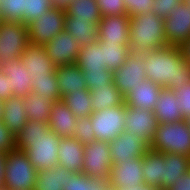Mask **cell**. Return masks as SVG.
Returning a JSON list of instances; mask_svg holds the SVG:
<instances>
[{"instance_id": "obj_43", "label": "cell", "mask_w": 190, "mask_h": 190, "mask_svg": "<svg viewBox=\"0 0 190 190\" xmlns=\"http://www.w3.org/2000/svg\"><path fill=\"white\" fill-rule=\"evenodd\" d=\"M130 17L151 12L154 0H123Z\"/></svg>"}, {"instance_id": "obj_23", "label": "cell", "mask_w": 190, "mask_h": 190, "mask_svg": "<svg viewBox=\"0 0 190 190\" xmlns=\"http://www.w3.org/2000/svg\"><path fill=\"white\" fill-rule=\"evenodd\" d=\"M163 179L160 190H168L177 179L190 170V158L183 154L163 153Z\"/></svg>"}, {"instance_id": "obj_38", "label": "cell", "mask_w": 190, "mask_h": 190, "mask_svg": "<svg viewBox=\"0 0 190 190\" xmlns=\"http://www.w3.org/2000/svg\"><path fill=\"white\" fill-rule=\"evenodd\" d=\"M52 4L50 0H25V12L23 13V23L28 25L38 16L50 10Z\"/></svg>"}, {"instance_id": "obj_13", "label": "cell", "mask_w": 190, "mask_h": 190, "mask_svg": "<svg viewBox=\"0 0 190 190\" xmlns=\"http://www.w3.org/2000/svg\"><path fill=\"white\" fill-rule=\"evenodd\" d=\"M44 48L56 67L75 64L81 49L79 40L64 30L46 43Z\"/></svg>"}, {"instance_id": "obj_3", "label": "cell", "mask_w": 190, "mask_h": 190, "mask_svg": "<svg viewBox=\"0 0 190 190\" xmlns=\"http://www.w3.org/2000/svg\"><path fill=\"white\" fill-rule=\"evenodd\" d=\"M129 35V46L134 53H145L169 46L165 37L164 21L153 12L130 17Z\"/></svg>"}, {"instance_id": "obj_32", "label": "cell", "mask_w": 190, "mask_h": 190, "mask_svg": "<svg viewBox=\"0 0 190 190\" xmlns=\"http://www.w3.org/2000/svg\"><path fill=\"white\" fill-rule=\"evenodd\" d=\"M72 18L99 24L102 14L96 0H72L65 9Z\"/></svg>"}, {"instance_id": "obj_2", "label": "cell", "mask_w": 190, "mask_h": 190, "mask_svg": "<svg viewBox=\"0 0 190 190\" xmlns=\"http://www.w3.org/2000/svg\"><path fill=\"white\" fill-rule=\"evenodd\" d=\"M147 79L164 89L175 90L190 81V65L183 59L177 46H165L145 52Z\"/></svg>"}, {"instance_id": "obj_29", "label": "cell", "mask_w": 190, "mask_h": 190, "mask_svg": "<svg viewBox=\"0 0 190 190\" xmlns=\"http://www.w3.org/2000/svg\"><path fill=\"white\" fill-rule=\"evenodd\" d=\"M75 64L80 67L83 73L108 69L104 63V48L98 41L81 47Z\"/></svg>"}, {"instance_id": "obj_51", "label": "cell", "mask_w": 190, "mask_h": 190, "mask_svg": "<svg viewBox=\"0 0 190 190\" xmlns=\"http://www.w3.org/2000/svg\"><path fill=\"white\" fill-rule=\"evenodd\" d=\"M122 190H158L156 187H150V186H147V185H142V186H137V187H134V188H125V189H122Z\"/></svg>"}, {"instance_id": "obj_53", "label": "cell", "mask_w": 190, "mask_h": 190, "mask_svg": "<svg viewBox=\"0 0 190 190\" xmlns=\"http://www.w3.org/2000/svg\"><path fill=\"white\" fill-rule=\"evenodd\" d=\"M184 121L186 122L187 126L190 128V118L184 119Z\"/></svg>"}, {"instance_id": "obj_14", "label": "cell", "mask_w": 190, "mask_h": 190, "mask_svg": "<svg viewBox=\"0 0 190 190\" xmlns=\"http://www.w3.org/2000/svg\"><path fill=\"white\" fill-rule=\"evenodd\" d=\"M113 165L129 158L143 157L150 149L149 144L140 136L123 131L109 142Z\"/></svg>"}, {"instance_id": "obj_37", "label": "cell", "mask_w": 190, "mask_h": 190, "mask_svg": "<svg viewBox=\"0 0 190 190\" xmlns=\"http://www.w3.org/2000/svg\"><path fill=\"white\" fill-rule=\"evenodd\" d=\"M25 0H0L2 20L23 22Z\"/></svg>"}, {"instance_id": "obj_12", "label": "cell", "mask_w": 190, "mask_h": 190, "mask_svg": "<svg viewBox=\"0 0 190 190\" xmlns=\"http://www.w3.org/2000/svg\"><path fill=\"white\" fill-rule=\"evenodd\" d=\"M142 157L129 158L112 165L108 177L112 190H122L144 185Z\"/></svg>"}, {"instance_id": "obj_36", "label": "cell", "mask_w": 190, "mask_h": 190, "mask_svg": "<svg viewBox=\"0 0 190 190\" xmlns=\"http://www.w3.org/2000/svg\"><path fill=\"white\" fill-rule=\"evenodd\" d=\"M32 93L37 96H42L43 94L47 99L56 102L61 100L60 91L58 87V80L55 75V71L46 77L33 78L31 81Z\"/></svg>"}, {"instance_id": "obj_39", "label": "cell", "mask_w": 190, "mask_h": 190, "mask_svg": "<svg viewBox=\"0 0 190 190\" xmlns=\"http://www.w3.org/2000/svg\"><path fill=\"white\" fill-rule=\"evenodd\" d=\"M88 90L106 86L113 83V71L102 69V71H87L84 73Z\"/></svg>"}, {"instance_id": "obj_4", "label": "cell", "mask_w": 190, "mask_h": 190, "mask_svg": "<svg viewBox=\"0 0 190 190\" xmlns=\"http://www.w3.org/2000/svg\"><path fill=\"white\" fill-rule=\"evenodd\" d=\"M149 147L160 153L183 154L190 158V128L184 120L159 124Z\"/></svg>"}, {"instance_id": "obj_1", "label": "cell", "mask_w": 190, "mask_h": 190, "mask_svg": "<svg viewBox=\"0 0 190 190\" xmlns=\"http://www.w3.org/2000/svg\"><path fill=\"white\" fill-rule=\"evenodd\" d=\"M15 138L16 149L25 152L37 171L52 169L58 163L61 138L49 128L48 123L28 120Z\"/></svg>"}, {"instance_id": "obj_8", "label": "cell", "mask_w": 190, "mask_h": 190, "mask_svg": "<svg viewBox=\"0 0 190 190\" xmlns=\"http://www.w3.org/2000/svg\"><path fill=\"white\" fill-rule=\"evenodd\" d=\"M65 9L52 7L29 23V40L34 45H45L64 30Z\"/></svg>"}, {"instance_id": "obj_18", "label": "cell", "mask_w": 190, "mask_h": 190, "mask_svg": "<svg viewBox=\"0 0 190 190\" xmlns=\"http://www.w3.org/2000/svg\"><path fill=\"white\" fill-rule=\"evenodd\" d=\"M162 89L163 87L159 84L154 83L151 79H146L124 97V103L129 107L153 111Z\"/></svg>"}, {"instance_id": "obj_6", "label": "cell", "mask_w": 190, "mask_h": 190, "mask_svg": "<svg viewBox=\"0 0 190 190\" xmlns=\"http://www.w3.org/2000/svg\"><path fill=\"white\" fill-rule=\"evenodd\" d=\"M29 44L28 26L23 22L3 20L0 23V65L20 58Z\"/></svg>"}, {"instance_id": "obj_15", "label": "cell", "mask_w": 190, "mask_h": 190, "mask_svg": "<svg viewBox=\"0 0 190 190\" xmlns=\"http://www.w3.org/2000/svg\"><path fill=\"white\" fill-rule=\"evenodd\" d=\"M98 40L115 45H129L130 16L108 15L102 16L98 24Z\"/></svg>"}, {"instance_id": "obj_26", "label": "cell", "mask_w": 190, "mask_h": 190, "mask_svg": "<svg viewBox=\"0 0 190 190\" xmlns=\"http://www.w3.org/2000/svg\"><path fill=\"white\" fill-rule=\"evenodd\" d=\"M73 173L59 163L52 169L38 171L33 190H64L67 177Z\"/></svg>"}, {"instance_id": "obj_44", "label": "cell", "mask_w": 190, "mask_h": 190, "mask_svg": "<svg viewBox=\"0 0 190 190\" xmlns=\"http://www.w3.org/2000/svg\"><path fill=\"white\" fill-rule=\"evenodd\" d=\"M183 0H154L151 12L157 14L162 19L169 16L170 12Z\"/></svg>"}, {"instance_id": "obj_17", "label": "cell", "mask_w": 190, "mask_h": 190, "mask_svg": "<svg viewBox=\"0 0 190 190\" xmlns=\"http://www.w3.org/2000/svg\"><path fill=\"white\" fill-rule=\"evenodd\" d=\"M20 60L33 78L46 77L55 71L56 66L49 58L43 45L29 44L20 55Z\"/></svg>"}, {"instance_id": "obj_20", "label": "cell", "mask_w": 190, "mask_h": 190, "mask_svg": "<svg viewBox=\"0 0 190 190\" xmlns=\"http://www.w3.org/2000/svg\"><path fill=\"white\" fill-rule=\"evenodd\" d=\"M0 70L6 76H9L10 90L13 96L23 98L32 93V80L29 76V71L26 70L20 58L1 64Z\"/></svg>"}, {"instance_id": "obj_34", "label": "cell", "mask_w": 190, "mask_h": 190, "mask_svg": "<svg viewBox=\"0 0 190 190\" xmlns=\"http://www.w3.org/2000/svg\"><path fill=\"white\" fill-rule=\"evenodd\" d=\"M64 190H112L108 179L88 177L83 172L67 177Z\"/></svg>"}, {"instance_id": "obj_52", "label": "cell", "mask_w": 190, "mask_h": 190, "mask_svg": "<svg viewBox=\"0 0 190 190\" xmlns=\"http://www.w3.org/2000/svg\"><path fill=\"white\" fill-rule=\"evenodd\" d=\"M3 100H0V122L2 121L3 119Z\"/></svg>"}, {"instance_id": "obj_9", "label": "cell", "mask_w": 190, "mask_h": 190, "mask_svg": "<svg viewBox=\"0 0 190 190\" xmlns=\"http://www.w3.org/2000/svg\"><path fill=\"white\" fill-rule=\"evenodd\" d=\"M145 67V54L131 52L125 63L113 72L114 86L124 97L147 79Z\"/></svg>"}, {"instance_id": "obj_35", "label": "cell", "mask_w": 190, "mask_h": 190, "mask_svg": "<svg viewBox=\"0 0 190 190\" xmlns=\"http://www.w3.org/2000/svg\"><path fill=\"white\" fill-rule=\"evenodd\" d=\"M98 43L104 48V63H106L107 68L113 72L125 63L131 53L129 45H115L99 40Z\"/></svg>"}, {"instance_id": "obj_24", "label": "cell", "mask_w": 190, "mask_h": 190, "mask_svg": "<svg viewBox=\"0 0 190 190\" xmlns=\"http://www.w3.org/2000/svg\"><path fill=\"white\" fill-rule=\"evenodd\" d=\"M179 105L174 91L163 88L153 110L159 124L183 121Z\"/></svg>"}, {"instance_id": "obj_42", "label": "cell", "mask_w": 190, "mask_h": 190, "mask_svg": "<svg viewBox=\"0 0 190 190\" xmlns=\"http://www.w3.org/2000/svg\"><path fill=\"white\" fill-rule=\"evenodd\" d=\"M184 119L190 118V81L181 88L173 90Z\"/></svg>"}, {"instance_id": "obj_30", "label": "cell", "mask_w": 190, "mask_h": 190, "mask_svg": "<svg viewBox=\"0 0 190 190\" xmlns=\"http://www.w3.org/2000/svg\"><path fill=\"white\" fill-rule=\"evenodd\" d=\"M89 91L93 112L119 106L124 103V96L114 86V83H108L106 86L97 87Z\"/></svg>"}, {"instance_id": "obj_50", "label": "cell", "mask_w": 190, "mask_h": 190, "mask_svg": "<svg viewBox=\"0 0 190 190\" xmlns=\"http://www.w3.org/2000/svg\"><path fill=\"white\" fill-rule=\"evenodd\" d=\"M52 7L66 9L72 0H50Z\"/></svg>"}, {"instance_id": "obj_10", "label": "cell", "mask_w": 190, "mask_h": 190, "mask_svg": "<svg viewBox=\"0 0 190 190\" xmlns=\"http://www.w3.org/2000/svg\"><path fill=\"white\" fill-rule=\"evenodd\" d=\"M82 172L88 177L108 179L113 165L109 142L92 141L84 145Z\"/></svg>"}, {"instance_id": "obj_7", "label": "cell", "mask_w": 190, "mask_h": 190, "mask_svg": "<svg viewBox=\"0 0 190 190\" xmlns=\"http://www.w3.org/2000/svg\"><path fill=\"white\" fill-rule=\"evenodd\" d=\"M125 115V103L93 112L90 117L91 124L94 127L95 140L110 142L125 131Z\"/></svg>"}, {"instance_id": "obj_31", "label": "cell", "mask_w": 190, "mask_h": 190, "mask_svg": "<svg viewBox=\"0 0 190 190\" xmlns=\"http://www.w3.org/2000/svg\"><path fill=\"white\" fill-rule=\"evenodd\" d=\"M22 103L28 120L48 123L51 107L54 102L47 99L44 94L37 96L34 93H30L22 98Z\"/></svg>"}, {"instance_id": "obj_25", "label": "cell", "mask_w": 190, "mask_h": 190, "mask_svg": "<svg viewBox=\"0 0 190 190\" xmlns=\"http://www.w3.org/2000/svg\"><path fill=\"white\" fill-rule=\"evenodd\" d=\"M3 110L2 123L16 137L28 121L22 97L11 96L8 100H5Z\"/></svg>"}, {"instance_id": "obj_54", "label": "cell", "mask_w": 190, "mask_h": 190, "mask_svg": "<svg viewBox=\"0 0 190 190\" xmlns=\"http://www.w3.org/2000/svg\"><path fill=\"white\" fill-rule=\"evenodd\" d=\"M187 4H188V6L190 7V0H184Z\"/></svg>"}, {"instance_id": "obj_11", "label": "cell", "mask_w": 190, "mask_h": 190, "mask_svg": "<svg viewBox=\"0 0 190 190\" xmlns=\"http://www.w3.org/2000/svg\"><path fill=\"white\" fill-rule=\"evenodd\" d=\"M163 21L168 45L180 47L190 38V7L184 0Z\"/></svg>"}, {"instance_id": "obj_49", "label": "cell", "mask_w": 190, "mask_h": 190, "mask_svg": "<svg viewBox=\"0 0 190 190\" xmlns=\"http://www.w3.org/2000/svg\"><path fill=\"white\" fill-rule=\"evenodd\" d=\"M180 49L182 51L183 59L190 65V38L180 46Z\"/></svg>"}, {"instance_id": "obj_45", "label": "cell", "mask_w": 190, "mask_h": 190, "mask_svg": "<svg viewBox=\"0 0 190 190\" xmlns=\"http://www.w3.org/2000/svg\"><path fill=\"white\" fill-rule=\"evenodd\" d=\"M14 149H16V138L1 121L0 122V152L8 153Z\"/></svg>"}, {"instance_id": "obj_40", "label": "cell", "mask_w": 190, "mask_h": 190, "mask_svg": "<svg viewBox=\"0 0 190 190\" xmlns=\"http://www.w3.org/2000/svg\"><path fill=\"white\" fill-rule=\"evenodd\" d=\"M76 129L74 133V138L78 140L81 144H88L95 141V133L93 126L91 124V117L79 118L76 121Z\"/></svg>"}, {"instance_id": "obj_46", "label": "cell", "mask_w": 190, "mask_h": 190, "mask_svg": "<svg viewBox=\"0 0 190 190\" xmlns=\"http://www.w3.org/2000/svg\"><path fill=\"white\" fill-rule=\"evenodd\" d=\"M13 93L10 90L9 76L0 70V100H8Z\"/></svg>"}, {"instance_id": "obj_16", "label": "cell", "mask_w": 190, "mask_h": 190, "mask_svg": "<svg viewBox=\"0 0 190 190\" xmlns=\"http://www.w3.org/2000/svg\"><path fill=\"white\" fill-rule=\"evenodd\" d=\"M125 123V132L142 137L148 144L151 143L159 126L153 111L129 106H126Z\"/></svg>"}, {"instance_id": "obj_47", "label": "cell", "mask_w": 190, "mask_h": 190, "mask_svg": "<svg viewBox=\"0 0 190 190\" xmlns=\"http://www.w3.org/2000/svg\"><path fill=\"white\" fill-rule=\"evenodd\" d=\"M168 190H190V170L179 177L176 183Z\"/></svg>"}, {"instance_id": "obj_55", "label": "cell", "mask_w": 190, "mask_h": 190, "mask_svg": "<svg viewBox=\"0 0 190 190\" xmlns=\"http://www.w3.org/2000/svg\"><path fill=\"white\" fill-rule=\"evenodd\" d=\"M3 20H2V16H1V14H0V23L2 22Z\"/></svg>"}, {"instance_id": "obj_41", "label": "cell", "mask_w": 190, "mask_h": 190, "mask_svg": "<svg viewBox=\"0 0 190 190\" xmlns=\"http://www.w3.org/2000/svg\"><path fill=\"white\" fill-rule=\"evenodd\" d=\"M96 2L102 16L127 14L123 0H96Z\"/></svg>"}, {"instance_id": "obj_5", "label": "cell", "mask_w": 190, "mask_h": 190, "mask_svg": "<svg viewBox=\"0 0 190 190\" xmlns=\"http://www.w3.org/2000/svg\"><path fill=\"white\" fill-rule=\"evenodd\" d=\"M37 169L22 150L6 153V169L3 190H33Z\"/></svg>"}, {"instance_id": "obj_27", "label": "cell", "mask_w": 190, "mask_h": 190, "mask_svg": "<svg viewBox=\"0 0 190 190\" xmlns=\"http://www.w3.org/2000/svg\"><path fill=\"white\" fill-rule=\"evenodd\" d=\"M163 153L149 149L142 157L143 182L150 187L160 190L163 179Z\"/></svg>"}, {"instance_id": "obj_19", "label": "cell", "mask_w": 190, "mask_h": 190, "mask_svg": "<svg viewBox=\"0 0 190 190\" xmlns=\"http://www.w3.org/2000/svg\"><path fill=\"white\" fill-rule=\"evenodd\" d=\"M76 121L77 118L62 100L53 103L48 126L58 137H73L77 126Z\"/></svg>"}, {"instance_id": "obj_21", "label": "cell", "mask_w": 190, "mask_h": 190, "mask_svg": "<svg viewBox=\"0 0 190 190\" xmlns=\"http://www.w3.org/2000/svg\"><path fill=\"white\" fill-rule=\"evenodd\" d=\"M58 163L74 173H80L84 163V144L74 137L61 138L58 145Z\"/></svg>"}, {"instance_id": "obj_22", "label": "cell", "mask_w": 190, "mask_h": 190, "mask_svg": "<svg viewBox=\"0 0 190 190\" xmlns=\"http://www.w3.org/2000/svg\"><path fill=\"white\" fill-rule=\"evenodd\" d=\"M61 98L73 92L88 90L85 75L76 64L55 68Z\"/></svg>"}, {"instance_id": "obj_33", "label": "cell", "mask_w": 190, "mask_h": 190, "mask_svg": "<svg viewBox=\"0 0 190 190\" xmlns=\"http://www.w3.org/2000/svg\"><path fill=\"white\" fill-rule=\"evenodd\" d=\"M61 100L68 106L77 119L89 117L93 113L89 90L73 92L71 95L63 96Z\"/></svg>"}, {"instance_id": "obj_48", "label": "cell", "mask_w": 190, "mask_h": 190, "mask_svg": "<svg viewBox=\"0 0 190 190\" xmlns=\"http://www.w3.org/2000/svg\"><path fill=\"white\" fill-rule=\"evenodd\" d=\"M6 169V153L0 152V190L4 188V178Z\"/></svg>"}, {"instance_id": "obj_28", "label": "cell", "mask_w": 190, "mask_h": 190, "mask_svg": "<svg viewBox=\"0 0 190 190\" xmlns=\"http://www.w3.org/2000/svg\"><path fill=\"white\" fill-rule=\"evenodd\" d=\"M98 24L72 18L65 14L64 31L79 40V46H87L98 41Z\"/></svg>"}]
</instances>
